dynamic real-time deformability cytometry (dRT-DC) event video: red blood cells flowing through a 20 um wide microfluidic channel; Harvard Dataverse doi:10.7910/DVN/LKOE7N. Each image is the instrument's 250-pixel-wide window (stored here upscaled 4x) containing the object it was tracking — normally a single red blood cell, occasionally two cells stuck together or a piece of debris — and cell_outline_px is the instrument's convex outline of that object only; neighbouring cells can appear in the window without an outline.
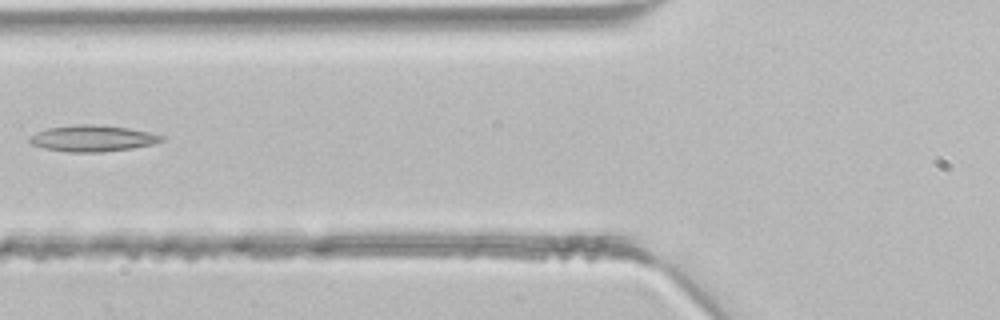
{"species": "common noctule bat (a hibernating species)", "species_latin": "Nyctalus noctula", "temperature_condition": "room temperature", "stored_images_in_passage": 3, "camera_frame_rate_fps": 3000, "um_per_image_px": 0.085, "animal": {"sex": "male", "body_mass_g": 21.5, "forearm_length_mm": 52.0}, "frame": {"image": 1, "passage_image": 3, "time_ms": 0.667, "image_size_px": [1000, 320], "cell_outline_px": [[164, 140], [152, 144], [132, 148], [100, 152], [68, 152], [44, 148], [32, 144], [28, 140], [28, 136], [36, 132], [48, 128], [80, 124], [92, 124], [128, 128], [148, 132], [164, 136]], "centroid_in_image_um": [7.84, 11.76], "position_along_channel_um": 118.0, "area_um2": 20.06}}